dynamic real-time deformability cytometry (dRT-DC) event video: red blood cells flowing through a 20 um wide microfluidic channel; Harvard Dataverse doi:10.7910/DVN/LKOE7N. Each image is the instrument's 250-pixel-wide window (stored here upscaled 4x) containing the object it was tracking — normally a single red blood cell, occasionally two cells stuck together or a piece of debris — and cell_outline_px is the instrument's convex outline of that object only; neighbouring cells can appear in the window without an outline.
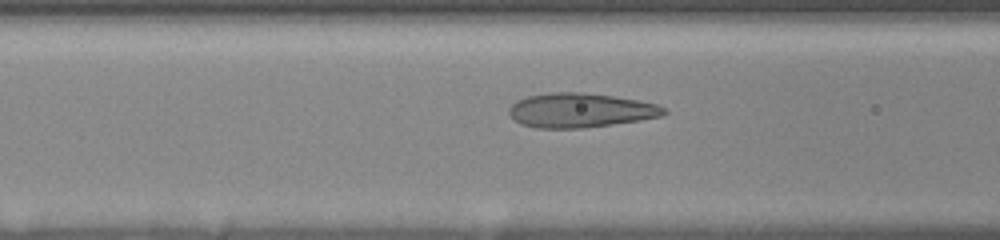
{"species": "human", "species_latin": "Homo sapiens", "temperature_condition": "room temperature", "stored_images_in_passage": 53, "camera_frame_rate_fps": 3000, "um_per_image_px": 0.085, "donor": {"sex": "female"}, "frame": {"image": 1, "passage_image": 24, "time_ms": 6.0, "image_size_px": [1000, 240], "cell_outline_px": [[668, 112], [664, 116], [640, 120], [584, 128], [536, 128], [520, 124], [512, 120], [508, 112], [508, 108], [516, 100], [528, 96], [548, 92], [580, 92], [612, 96], [636, 100], [656, 104], [664, 108]], "centroid_in_image_um": [49.28, 9.38], "position_along_channel_um": 117.3, "area_um2": 31.15}}
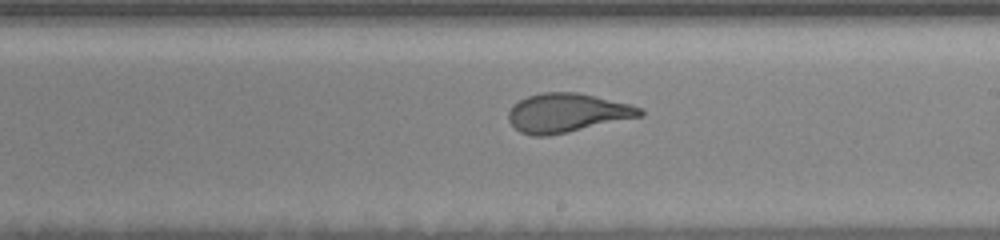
{"frame": {"image": 2, "passage_image": 36, "time_ms": 9.333, "image_size_px": [1000, 240], "cell_outline_px": [[644, 116], [568, 132], [548, 136], [532, 136], [520, 132], [508, 120], [508, 112], [512, 104], [528, 96], [540, 92], [576, 92], [628, 104], [640, 108], [644, 112]], "centroid_in_image_um": [48.17, 9.6], "position_along_channel_um": 240.8, "area_um2": 29.77}}
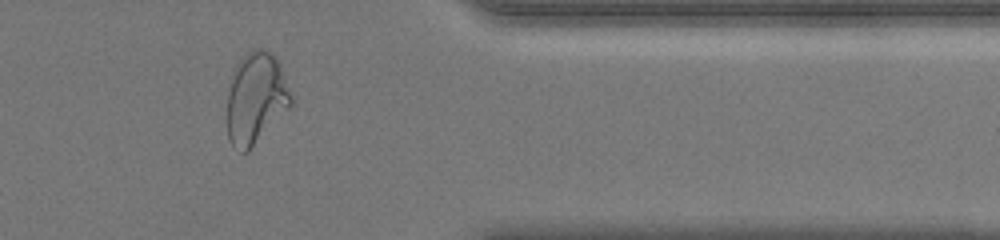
{"frame": {"image": 3, "passage_image": 52, "time_ms": 13.667, "image_size_px": [1000, 240], "cell_outline_px": [[292, 104], [248, 152], [240, 152], [228, 140], [228, 92], [236, 64], [252, 48], [264, 48], [272, 52], [280, 64], [292, 96]], "centroid_in_image_um": [21.76, 8.34], "position_along_channel_um": 389.6, "area_um2": 33.81}, "authors_computed_cell_mechanics": {"area_um2": 31.0386, "velocity_mm_per_s": 3.7053, "shape_relaxation_time_tau1_ms": 5.8115, "shape_relaxation_time_tau2_ms": 0.7111, "deformation_change_tau1": 0.213, "deformation_change_tau2": 0.0838}}